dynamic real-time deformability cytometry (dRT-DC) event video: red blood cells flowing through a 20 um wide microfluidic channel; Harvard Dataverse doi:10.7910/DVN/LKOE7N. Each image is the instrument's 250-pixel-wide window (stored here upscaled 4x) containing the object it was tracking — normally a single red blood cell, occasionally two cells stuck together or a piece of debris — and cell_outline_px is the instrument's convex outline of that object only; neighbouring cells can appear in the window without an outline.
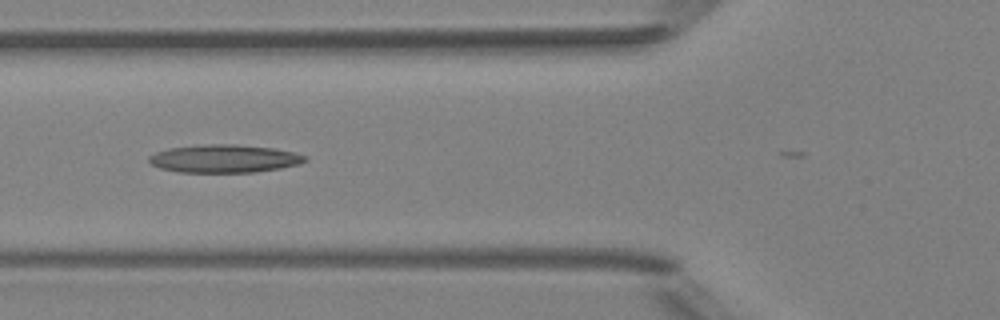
{"species": "Egyptian fruit bat (a non-hibernating species)", "species_latin": "Rousettus aegyptiacus", "temperature_condition": "room temperature", "stored_images_in_passage": 7, "camera_frame_rate_fps": 3000, "um_per_image_px": 0.085, "animal": {"sex": "female"}, "frame": {"image": 1, "passage_image": 6, "time_ms": 5.667, "image_size_px": [1000, 320], "cell_outline_px": [[308, 160], [300, 164], [280, 168], [256, 172], [180, 172], [160, 168], [152, 164], [148, 160], [148, 156], [156, 152], [168, 148], [204, 144], [232, 144], [272, 148], [292, 152], [308, 156]], "centroid_in_image_um": [19.06, 13.48], "position_along_channel_um": 106.7, "area_um2": 25.43}}